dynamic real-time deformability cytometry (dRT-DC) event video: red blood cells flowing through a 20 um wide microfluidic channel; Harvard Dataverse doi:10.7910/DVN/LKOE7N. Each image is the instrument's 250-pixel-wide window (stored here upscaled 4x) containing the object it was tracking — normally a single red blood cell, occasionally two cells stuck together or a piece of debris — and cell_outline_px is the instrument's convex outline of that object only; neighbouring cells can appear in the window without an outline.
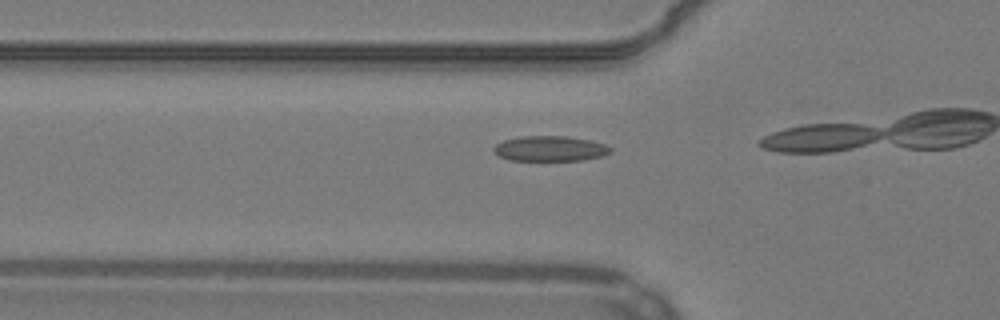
{"species": "common noctule bat (a hibernating species)", "species_latin": "Nyctalus noctula", "temperature_condition": "warm", "stored_images_in_passage": 17, "camera_frame_rate_fps": 3000, "um_per_image_px": 0.085, "animal": {"sex": "male", "body_mass_g": 19.2, "forearm_length_mm": 51.8}, "frame": {"image": 1, "passage_image": 15, "time_ms": 4.667, "image_size_px": [1000, 320], "cell_outline_px": [[612, 152], [600, 156], [584, 160], [508, 160], [500, 156], [492, 148], [496, 144], [504, 140], [520, 136], [564, 136], [588, 140], [604, 144], [612, 148]], "centroid_in_image_um": [46.75, 12.63], "position_along_channel_um": 79.1, "area_um2": 16.99}}